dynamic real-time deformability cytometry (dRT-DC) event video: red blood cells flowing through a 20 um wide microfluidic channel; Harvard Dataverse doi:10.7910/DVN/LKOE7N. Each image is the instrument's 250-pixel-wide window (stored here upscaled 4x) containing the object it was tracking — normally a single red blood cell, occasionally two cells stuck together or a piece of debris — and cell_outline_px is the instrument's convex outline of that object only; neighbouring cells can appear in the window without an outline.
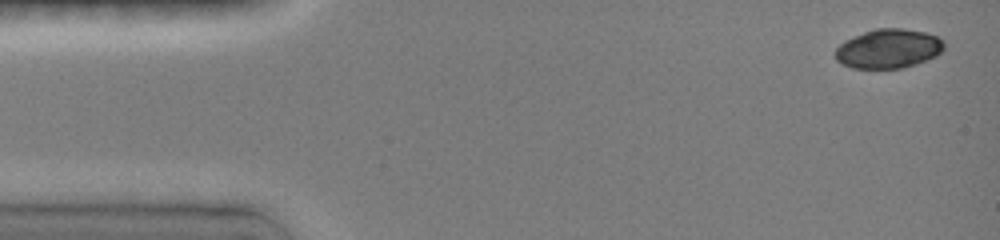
{"species": "common noctule bat (a hibernating species)", "species_latin": "Nyctalus noctula", "temperature_condition": "room temperature", "stored_images_in_passage": 11, "camera_frame_rate_fps": 3000, "um_per_image_px": 0.085, "animal": {"sex": "female", "body_mass_g": 19.0, "forearm_length_mm": 51.5}, "frame": {"image": 1, "passage_image": 1, "time_ms": 0.0, "image_size_px": [1000, 240], "cell_outline_px": [[944, 48], [936, 56], [916, 64], [904, 68], [852, 68], [840, 64], [836, 60], [836, 48], [844, 40], [864, 32], [876, 28], [904, 28], [924, 32], [936, 36], [944, 40]], "centroid_in_image_um": [75.51, 4.14], "position_along_channel_um": 9.5, "area_um2": 24.97}}
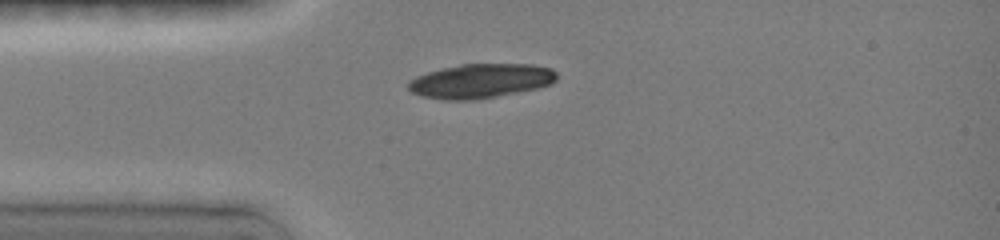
{"frame": {"image": 2, "passage_image": 9, "time_ms": 3.333, "image_size_px": [1000, 240], "cell_outline_px": [[556, 80], [552, 84], [536, 88], [476, 100], [444, 100], [424, 96], [412, 92], [408, 88], [408, 84], [416, 76], [428, 72], [460, 64], [528, 64], [548, 68], [556, 72]], "centroid_in_image_um": [40.85, 6.88], "position_along_channel_um": 44.2, "area_um2": 29.3}}